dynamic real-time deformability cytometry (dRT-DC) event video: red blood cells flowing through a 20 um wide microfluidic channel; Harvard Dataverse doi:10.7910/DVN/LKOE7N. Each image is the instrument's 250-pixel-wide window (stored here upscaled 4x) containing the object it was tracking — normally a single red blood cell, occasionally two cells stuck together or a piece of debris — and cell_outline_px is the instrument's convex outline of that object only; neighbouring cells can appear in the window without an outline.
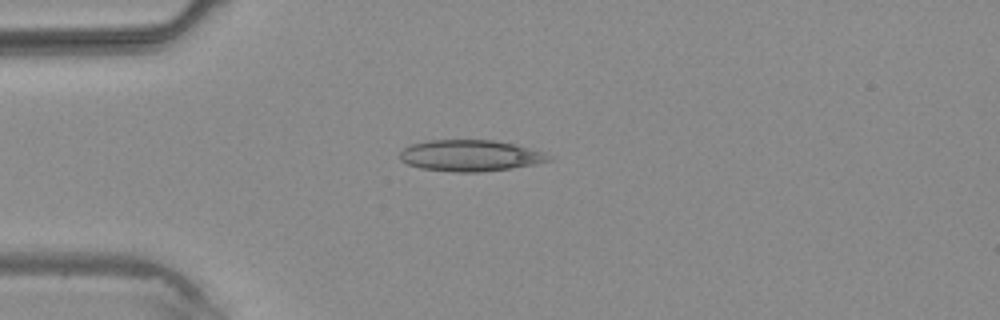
{"species": "common noctule bat (a hibernating species)", "species_latin": "Nyctalus noctula", "temperature_condition": "warm", "stored_images_in_passage": 3, "camera_frame_rate_fps": 3000, "um_per_image_px": 0.085, "animal": {"sex": "male", "body_mass_g": 20.4}, "frame": {"image": 1, "passage_image": 3, "time_ms": 2.333, "image_size_px": [1000, 320], "cell_outline_px": [[552, 160], [536, 164], [512, 168], [480, 172], [456, 172], [420, 168], [408, 164], [400, 160], [400, 152], [408, 144], [428, 140], [492, 140], [512, 144], [528, 148], [552, 156]], "centroid_in_image_um": [39.93, 13.23], "position_along_channel_um": 45.1, "area_um2": 27.05}}